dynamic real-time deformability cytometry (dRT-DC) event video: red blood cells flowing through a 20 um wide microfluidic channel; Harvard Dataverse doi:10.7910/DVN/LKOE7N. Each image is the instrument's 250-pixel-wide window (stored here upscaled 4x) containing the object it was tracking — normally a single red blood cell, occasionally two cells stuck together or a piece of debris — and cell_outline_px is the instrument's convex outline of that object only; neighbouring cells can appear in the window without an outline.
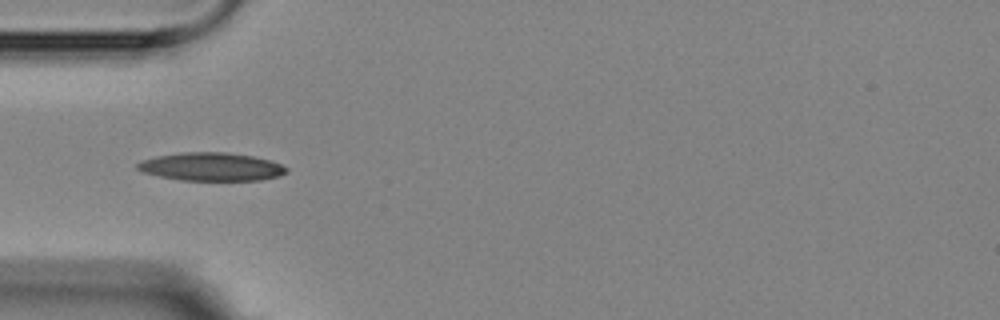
{"species": "Egyptian fruit bat (a non-hibernating species)", "species_latin": "Rousettus aegyptiacus", "temperature_condition": "room temperature", "stored_images_in_passage": 4, "camera_frame_rate_fps": 3000, "um_per_image_px": 0.085, "animal": {"sex": "female"}, "frame": {"image": 1, "passage_image": 1, "time_ms": 0.0, "image_size_px": [1000, 320], "cell_outline_px": [[288, 172], [280, 176], [260, 180], [180, 180], [140, 172], [136, 168], [136, 164], [140, 160], [156, 156], [180, 152], [224, 152], [252, 156], [268, 160], [280, 164], [288, 168]], "centroid_in_image_um": [17.92, 14.17], "position_along_channel_um": 67.1, "area_um2": 24.57}}
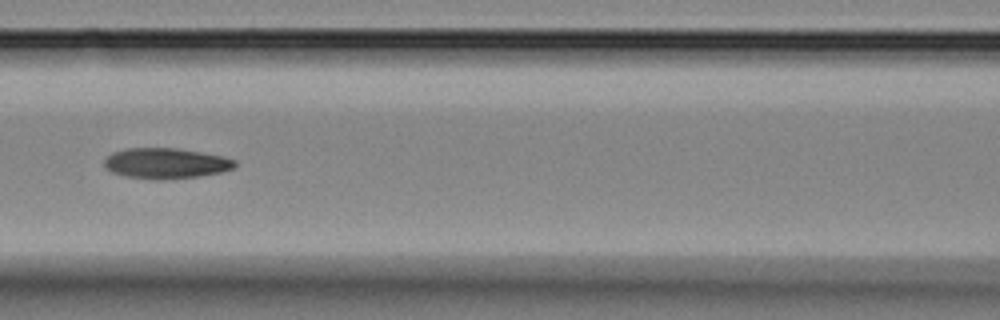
{"frame": {"image": 2, "passage_image": 3, "time_ms": 2.333, "image_size_px": [1000, 320], "cell_outline_px": [[236, 168], [220, 172], [196, 176], [164, 180], [152, 180], [124, 176], [112, 172], [104, 168], [104, 160], [112, 152], [128, 148], [176, 148], [200, 152], [220, 156], [236, 160]], "centroid_in_image_um": [14.06, 13.89], "position_along_channel_um": 152.5, "area_um2": 23.29}}
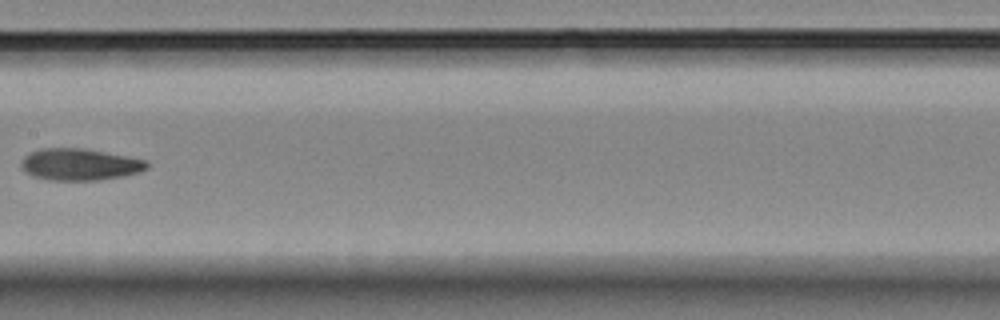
{"frame": {"image": 3, "passage_image": 4, "time_ms": 3.667, "image_size_px": [1000, 320], "cell_outline_px": [[148, 168], [140, 172], [124, 176], [100, 180], [52, 180], [32, 176], [24, 172], [20, 164], [24, 156], [28, 152], [40, 148], [84, 148], [128, 156], [148, 160]], "centroid_in_image_um": [6.78, 13.97], "position_along_channel_um": 200.6, "area_um2": 23.58}}